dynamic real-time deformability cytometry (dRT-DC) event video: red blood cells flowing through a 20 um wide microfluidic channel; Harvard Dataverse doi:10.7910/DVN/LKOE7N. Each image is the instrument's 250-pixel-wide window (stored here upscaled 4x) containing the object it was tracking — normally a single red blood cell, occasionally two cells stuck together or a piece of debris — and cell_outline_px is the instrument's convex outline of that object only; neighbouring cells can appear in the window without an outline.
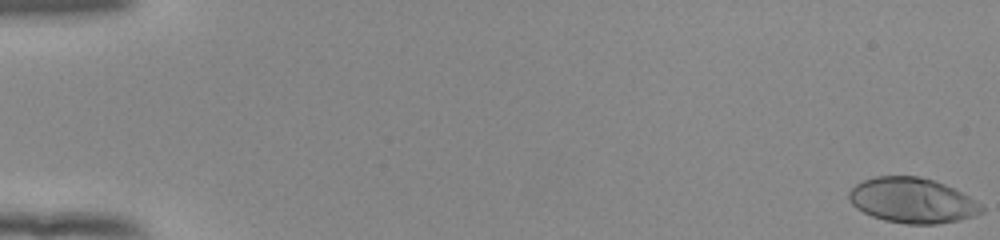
{"species": "human", "species_latin": "Homo sapiens", "temperature_condition": "room temperature", "stored_images_in_passage": 54, "camera_frame_rate_fps": 3000, "um_per_image_px": 0.085, "donor": {"sex": "female"}, "frame": {"image": 1, "passage_image": 1, "time_ms": 0.0, "image_size_px": [1000, 240], "cell_outline_px": [[984, 212], [960, 220], [936, 224], [904, 224], [884, 220], [872, 216], [856, 208], [848, 200], [848, 192], [856, 184], [864, 180], [876, 176], [916, 176], [932, 180], [944, 184], [968, 196], [980, 204], [984, 208]], "centroid_in_image_um": [77.52, 17.05], "position_along_channel_um": 7.5, "area_um2": 34.74}}
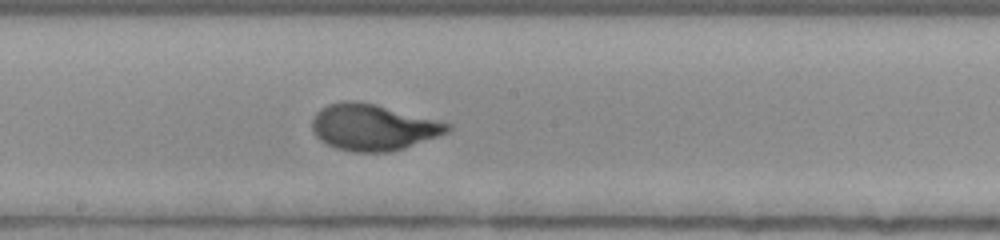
{"frame": {"image": 2, "passage_image": 31, "time_ms": 10.0, "image_size_px": [1000, 240], "cell_outline_px": [[452, 128], [448, 132], [404, 148], [388, 152], [356, 152], [336, 148], [320, 140], [316, 136], [312, 128], [312, 120], [316, 112], [320, 108], [328, 104], [340, 100], [356, 100], [376, 104], [452, 124]], "centroid_in_image_um": [31.68, 10.8], "position_along_channel_um": 216.5, "area_um2": 36.47}}
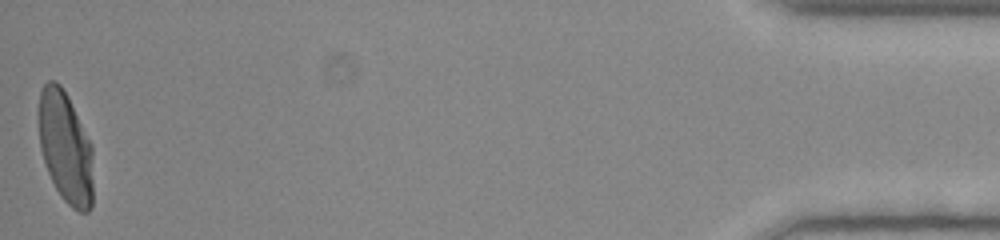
{"frame": {"image": 3, "passage_image": 54, "time_ms": 17.667, "image_size_px": [1000, 240], "cell_outline_px": [[92, 208], [88, 212], [80, 212], [72, 208], [60, 196], [48, 172], [40, 148], [36, 112], [40, 92], [44, 84], [48, 80], [56, 80], [60, 84], [68, 96], [92, 144]], "centroid_in_image_um": [5.54, 12.48], "position_along_channel_um": 429.7, "area_um2": 36.07}, "authors_computed_cell_mechanics": {"area_um2": 34.7378, "velocity_mm_per_s": 3.9171, "shape_relaxation_time_tau1_ms": 3.4889, "shape_relaxation_time_tau2_ms": null, "deformation_change_tau1": 0.21, "deformation_change_tau2": null}}